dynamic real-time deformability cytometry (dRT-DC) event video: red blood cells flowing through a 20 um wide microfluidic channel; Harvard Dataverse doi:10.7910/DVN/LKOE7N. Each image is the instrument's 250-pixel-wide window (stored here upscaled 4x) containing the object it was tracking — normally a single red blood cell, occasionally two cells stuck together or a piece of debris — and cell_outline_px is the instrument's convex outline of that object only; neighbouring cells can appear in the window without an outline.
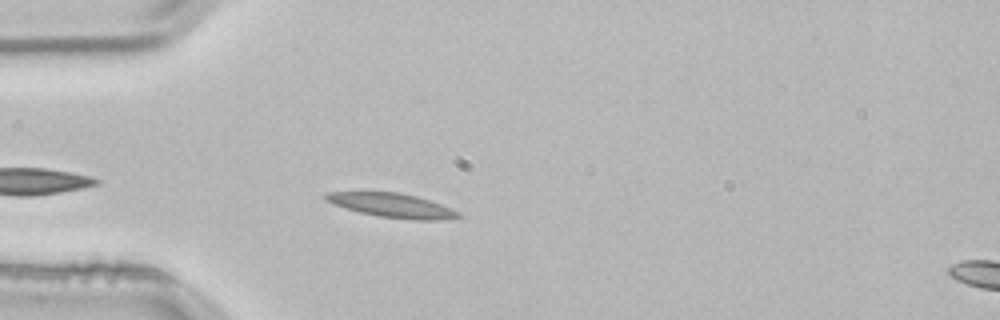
{"species": "common noctule bat (a hibernating species)", "species_latin": "Nyctalus noctula", "temperature_condition": "room temperature", "stored_images_in_passage": 24, "camera_frame_rate_fps": 3000, "um_per_image_px": 0.085, "animal": {"sex": "male", "body_mass_g": 21.5, "forearm_length_mm": 52.0}, "frame": {"image": 1, "passage_image": 4, "time_ms": 1.0, "image_size_px": [1000, 320], "cell_outline_px": [[464, 216], [440, 220], [412, 220], [376, 216], [360, 212], [324, 200], [324, 196], [328, 192], [360, 188], [400, 192], [416, 196], [452, 208], [460, 212]], "centroid_in_image_um": [33.25, 17.4], "position_along_channel_um": 51.7, "area_um2": 19.59}}
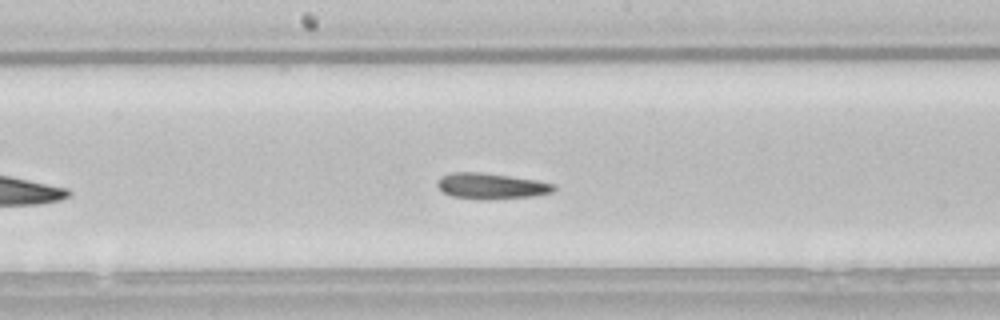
{"frame": {"image": 2, "passage_image": 17, "time_ms": 5.333, "image_size_px": [1000, 320], "cell_outline_px": [[556, 188], [552, 192], [532, 196], [488, 200], [452, 196], [444, 192], [436, 184], [440, 176], [452, 172], [480, 172], [536, 180], [556, 184]], "centroid_in_image_um": [41.75, 15.81], "position_along_channel_um": 206.4, "area_um2": 17.46}}
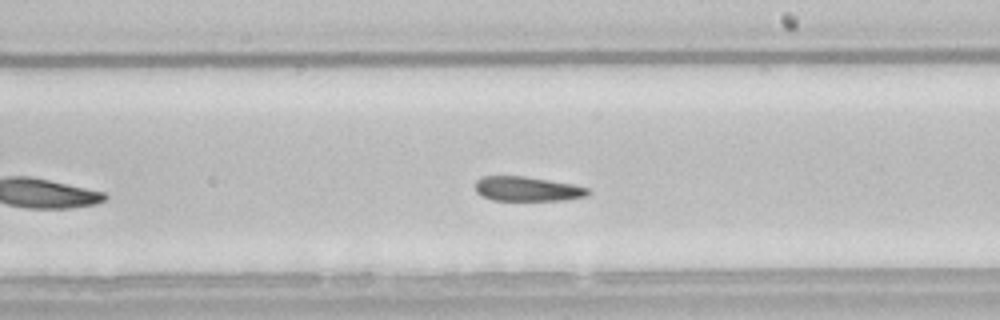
{"frame": {"image": 3, "passage_image": 20, "time_ms": 6.333, "image_size_px": [1000, 320], "cell_outline_px": [[592, 192], [588, 196], [564, 200], [492, 200], [476, 192], [476, 180], [480, 176], [524, 176], [576, 184], [588, 188]], "centroid_in_image_um": [44.87, 16.05], "position_along_channel_um": 244.1, "area_um2": 16.3}}